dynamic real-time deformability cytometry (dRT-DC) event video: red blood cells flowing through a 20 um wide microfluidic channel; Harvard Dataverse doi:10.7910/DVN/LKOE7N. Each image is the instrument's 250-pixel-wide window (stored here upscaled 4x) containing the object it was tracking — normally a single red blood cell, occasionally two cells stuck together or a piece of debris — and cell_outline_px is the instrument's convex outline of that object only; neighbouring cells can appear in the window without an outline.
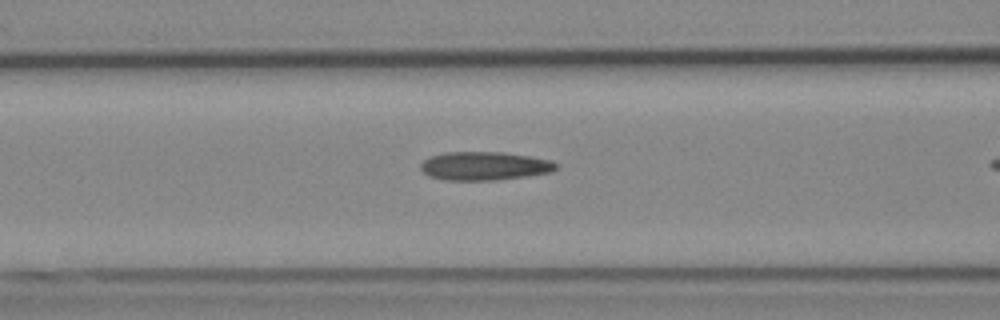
{"species": "Egyptian fruit bat (a non-hibernating species)", "species_latin": "Rousettus aegyptiacus", "temperature_condition": "cold", "stored_images_in_passage": 17, "camera_frame_rate_fps": 3000, "um_per_image_px": 0.085, "animal": {"sex": "female"}, "frame": {"image": 1, "passage_image": 15, "time_ms": 4.667, "image_size_px": [1000, 320], "cell_outline_px": [[560, 164], [552, 172], [528, 176], [496, 180], [444, 180], [428, 176], [420, 168], [420, 164], [424, 160], [432, 156], [444, 152], [504, 152], [552, 160]], "centroid_in_image_um": [41.2, 14.11], "position_along_channel_um": 125.4, "area_um2": 22.66}}